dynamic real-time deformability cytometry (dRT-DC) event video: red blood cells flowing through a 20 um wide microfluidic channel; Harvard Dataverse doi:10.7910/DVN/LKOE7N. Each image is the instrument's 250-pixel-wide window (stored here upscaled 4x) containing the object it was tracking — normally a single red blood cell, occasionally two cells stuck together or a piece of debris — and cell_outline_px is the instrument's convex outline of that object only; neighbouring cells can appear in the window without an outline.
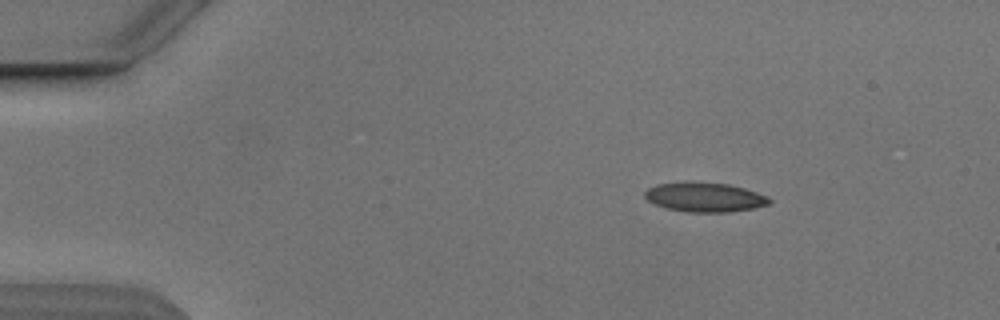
{"species": "Egyptian fruit bat (a non-hibernating species)", "species_latin": "Rousettus aegyptiacus", "temperature_condition": "cold", "stored_images_in_passage": 4, "camera_frame_rate_fps": 3000, "um_per_image_px": 0.085, "animal": {"sex": "male"}, "frame": {"image": 1, "passage_image": 2, "time_ms": 1.0, "image_size_px": [1000, 320], "cell_outline_px": [[772, 200], [768, 204], [752, 208], [728, 212], [688, 212], [668, 208], [656, 204], [648, 200], [644, 196], [644, 192], [648, 188], [656, 184], [728, 184], [744, 188], [768, 196]], "centroid_in_image_um": [59.93, 16.79], "position_along_channel_um": 25.1, "area_um2": 20.46}}